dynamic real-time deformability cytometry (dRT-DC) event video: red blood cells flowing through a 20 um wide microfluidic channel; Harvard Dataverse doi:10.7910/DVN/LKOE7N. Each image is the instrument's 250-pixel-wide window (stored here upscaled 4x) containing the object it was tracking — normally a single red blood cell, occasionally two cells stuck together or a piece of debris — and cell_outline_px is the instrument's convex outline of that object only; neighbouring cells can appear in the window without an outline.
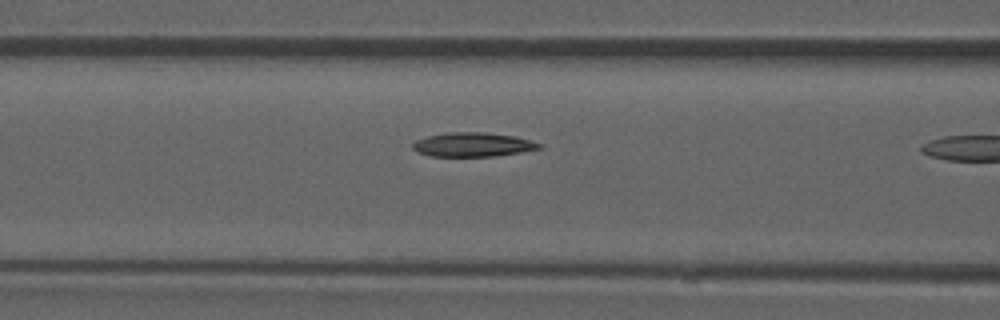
{"species": "common noctule bat (a hibernating species)", "species_latin": "Nyctalus noctula", "temperature_condition": "room temperature", "stored_images_in_passage": 10, "camera_frame_rate_fps": 3000, "um_per_image_px": 0.085, "animal": {"sex": "male", "forearm_length_mm": 52.5}, "frame": {"image": 1, "passage_image": 9, "time_ms": 2.667, "image_size_px": [1000, 320], "cell_outline_px": [[544, 144], [540, 148], [520, 152], [496, 156], [432, 156], [416, 152], [412, 148], [412, 144], [416, 140], [428, 136], [448, 132], [484, 132], [516, 136]], "centroid_in_image_um": [40.19, 12.29], "position_along_channel_um": 126.4, "area_um2": 17.8}}